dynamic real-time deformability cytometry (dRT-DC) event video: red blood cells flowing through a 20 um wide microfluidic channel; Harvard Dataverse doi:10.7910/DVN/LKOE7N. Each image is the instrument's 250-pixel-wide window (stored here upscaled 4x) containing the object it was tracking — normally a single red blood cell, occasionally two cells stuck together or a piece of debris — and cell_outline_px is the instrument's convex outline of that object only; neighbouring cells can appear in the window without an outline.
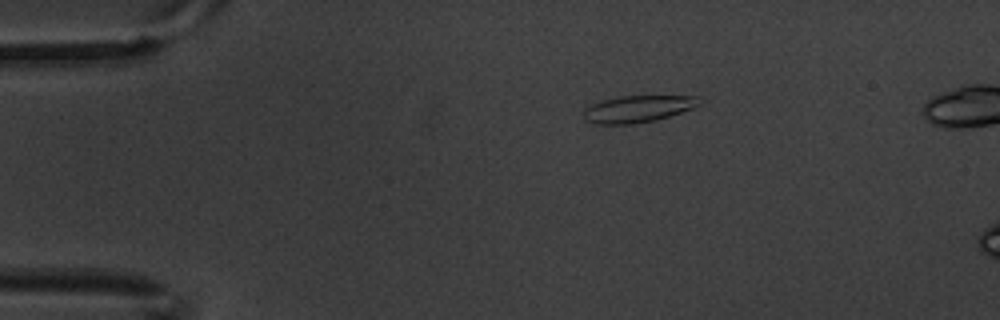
{"species": "common noctule bat (a hibernating species)", "species_latin": "Nyctalus noctula", "temperature_condition": "warm", "stored_images_in_passage": 6, "camera_frame_rate_fps": 3000, "um_per_image_px": 0.085, "animal": {"sex": "male", "body_mass_g": 20.1, "forearm_length_mm": 53.5}, "frame": {"image": 1, "passage_image": 3, "time_ms": 0.667, "image_size_px": [1000, 320], "cell_outline_px": [[704, 100], [700, 104], [692, 108], [656, 120], [632, 124], [596, 124], [584, 120], [584, 108], [592, 104], [604, 100], [620, 96], [700, 96]], "centroid_in_image_um": [54.23, 9.25], "position_along_channel_um": 30.8, "area_um2": 18.09}}